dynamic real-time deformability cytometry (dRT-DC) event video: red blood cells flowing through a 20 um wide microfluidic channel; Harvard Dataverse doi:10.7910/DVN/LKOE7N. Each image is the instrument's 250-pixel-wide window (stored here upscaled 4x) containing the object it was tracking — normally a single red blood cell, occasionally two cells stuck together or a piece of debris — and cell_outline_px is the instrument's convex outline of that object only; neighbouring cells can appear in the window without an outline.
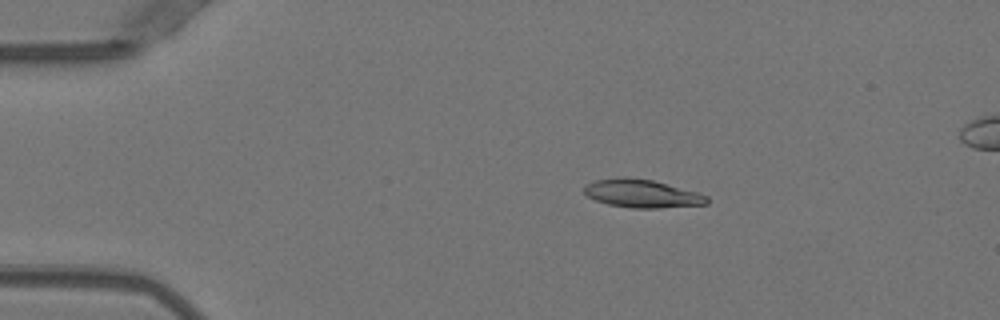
{"species": "Egyptian fruit bat (a non-hibernating species)", "species_latin": "Rousettus aegyptiacus", "temperature_condition": "warm", "stored_images_in_passage": 46, "camera_frame_rate_fps": 3000, "um_per_image_px": 0.085, "animal": {"sex": "female"}, "frame": {"image": 1, "passage_image": 4, "time_ms": 1.0, "image_size_px": [1000, 320], "cell_outline_px": [[708, 204], [660, 208], [632, 208], [608, 204], [596, 200], [588, 196], [584, 192], [584, 188], [588, 184], [596, 180], [620, 176], [624, 176], [652, 180], [696, 192], [708, 196]], "centroid_in_image_um": [54.57, 16.45], "position_along_channel_um": 30.4, "area_um2": 20.0}}
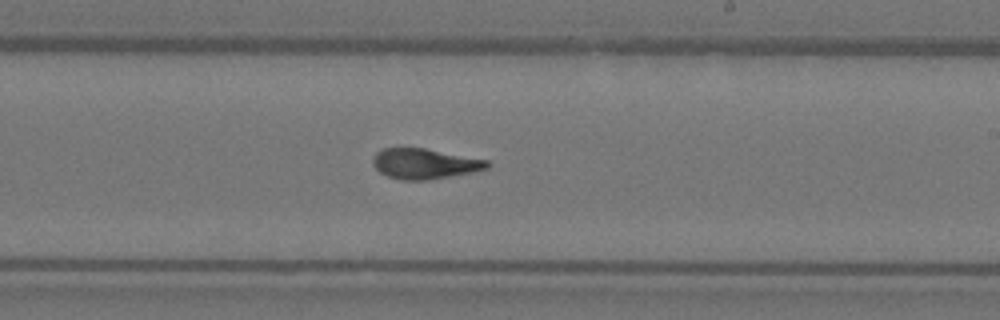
{"frame": {"image": 2, "passage_image": 25, "time_ms": 8.0, "image_size_px": [1000, 320], "cell_outline_px": [[488, 168], [472, 172], [428, 180], [400, 180], [388, 176], [380, 172], [372, 164], [372, 160], [376, 152], [384, 148], [424, 148], [488, 160]], "centroid_in_image_um": [36.06, 13.92], "position_along_channel_um": 252.9, "area_um2": 20.06}}
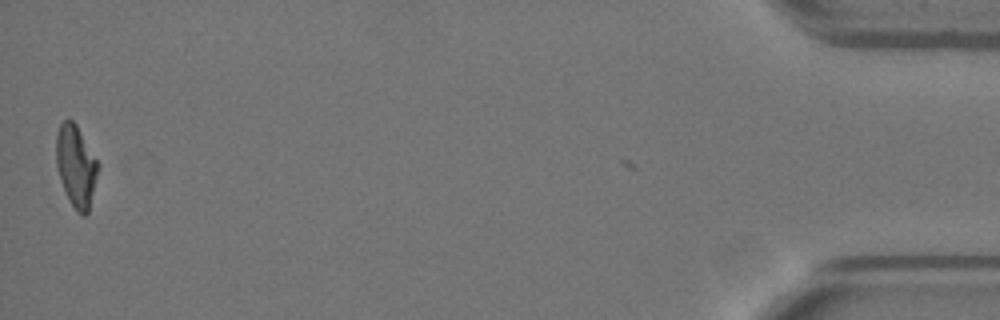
{"frame": {"image": 3, "passage_image": 45, "time_ms": 14.667, "image_size_px": [1000, 320], "cell_outline_px": [[100, 168], [88, 212], [84, 216], [76, 212], [68, 200], [60, 180], [56, 164], [56, 136], [60, 124], [64, 120], [72, 120], [76, 124], [100, 164]], "centroid_in_image_um": [6.47, 14.14], "position_along_channel_um": 428.7, "area_um2": 20.17}, "authors_computed_cell_mechanics": {"area_um2": 20.4323, "velocity_mm_per_s": 3.9965, "shape_relaxation_time_tau1_ms": 7.3073, "shape_relaxation_time_tau2_ms": 1.5205, "deformation_change_tau1": 0.2712, "deformation_change_tau2": 0.0919}}